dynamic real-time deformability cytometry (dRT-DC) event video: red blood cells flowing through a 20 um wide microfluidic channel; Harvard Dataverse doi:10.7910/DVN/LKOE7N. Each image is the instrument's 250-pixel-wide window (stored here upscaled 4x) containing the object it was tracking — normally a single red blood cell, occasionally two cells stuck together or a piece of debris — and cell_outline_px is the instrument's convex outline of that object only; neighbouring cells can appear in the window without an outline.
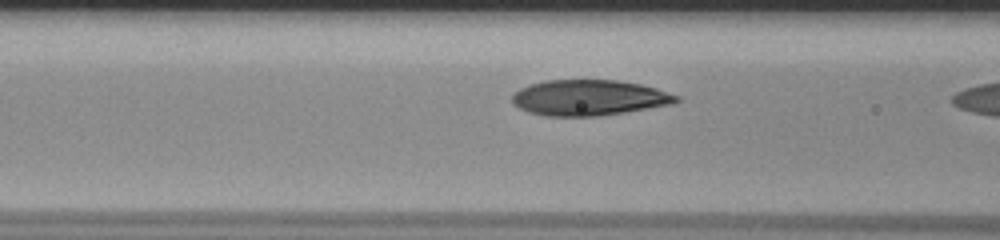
{"species": "human", "species_latin": "Homo sapiens", "temperature_condition": "room temperature", "stored_images_in_passage": 7, "camera_frame_rate_fps": 3000, "um_per_image_px": 0.085, "donor": {"sex": "male"}, "frame": {"image": 1, "passage_image": 5, "time_ms": 1.333, "image_size_px": [1000, 240], "cell_outline_px": [[680, 100], [672, 104], [624, 112], [596, 116], [544, 116], [528, 112], [512, 104], [512, 92], [528, 84], [544, 80], [616, 80], [640, 84], [656, 88], [680, 96]], "centroid_in_image_um": [50.02, 8.3], "position_along_channel_um": 116.6, "area_um2": 34.28}}